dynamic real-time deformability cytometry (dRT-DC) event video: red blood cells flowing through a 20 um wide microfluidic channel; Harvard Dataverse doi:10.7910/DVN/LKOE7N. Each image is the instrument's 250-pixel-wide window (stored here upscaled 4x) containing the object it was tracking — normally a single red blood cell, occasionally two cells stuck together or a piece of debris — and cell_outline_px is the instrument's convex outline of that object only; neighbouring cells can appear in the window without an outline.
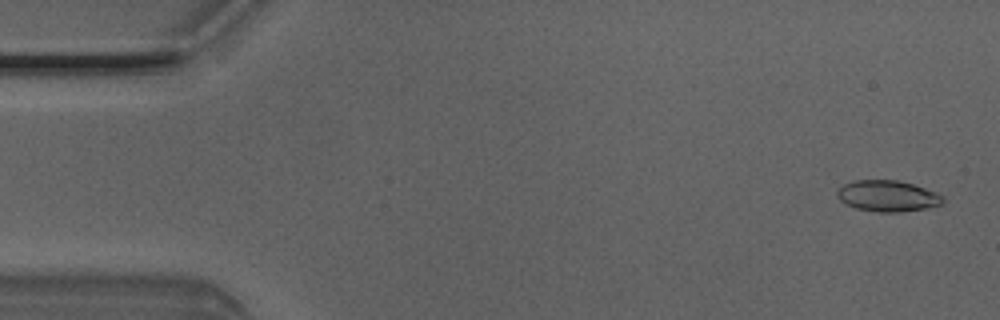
{"species": "Egyptian fruit bat (a non-hibernating species)", "species_latin": "Rousettus aegyptiacus", "temperature_condition": "room temperature", "stored_images_in_passage": 6, "camera_frame_rate_fps": 3000, "um_per_image_px": 0.085, "animal": {"sex": "male"}, "frame": {"image": 1, "passage_image": 1, "time_ms": 0.0, "image_size_px": [1000, 320], "cell_outline_px": [[944, 204], [924, 208], [900, 212], [876, 212], [856, 208], [844, 204], [836, 196], [836, 192], [844, 184], [852, 180], [896, 180], [912, 184], [936, 192], [944, 196]], "centroid_in_image_um": [75.43, 16.66], "position_along_channel_um": 9.6, "area_um2": 19.25}}
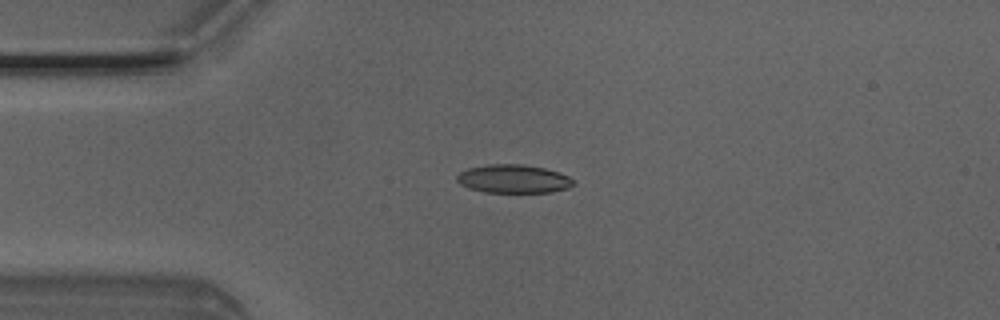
{"frame": {"image": 2, "passage_image": 4, "time_ms": 1.0, "image_size_px": [1000, 320], "cell_outline_px": [[576, 184], [568, 188], [552, 192], [484, 192], [468, 188], [460, 184], [456, 180], [456, 176], [460, 172], [468, 168], [488, 164], [520, 164], [544, 168], [560, 172], [568, 176]], "centroid_in_image_um": [43.64, 15.2], "position_along_channel_um": 41.4, "area_um2": 19.36}}
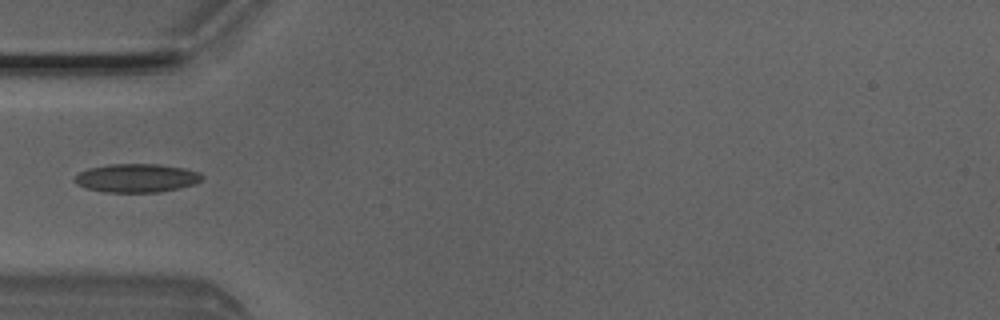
{"frame": {"image": 3, "passage_image": 5, "time_ms": 1.333, "image_size_px": [1000, 320], "cell_outline_px": [[204, 176], [196, 184], [180, 188], [160, 192], [104, 192], [84, 188], [76, 184], [72, 180], [80, 172], [88, 168], [108, 164], [160, 164], [184, 168], [200, 172]], "centroid_in_image_um": [11.61, 15.13], "position_along_channel_um": 73.4, "area_um2": 21.44}}